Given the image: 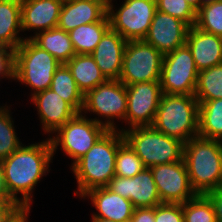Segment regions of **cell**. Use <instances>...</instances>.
I'll use <instances>...</instances> for the list:
<instances>
[{"label": "cell", "instance_id": "b9f144b4", "mask_svg": "<svg viewBox=\"0 0 222 222\" xmlns=\"http://www.w3.org/2000/svg\"><path fill=\"white\" fill-rule=\"evenodd\" d=\"M100 2L105 8H109L111 5H113L112 1L113 0H95Z\"/></svg>", "mask_w": 222, "mask_h": 222}, {"label": "cell", "instance_id": "9c48e42d", "mask_svg": "<svg viewBox=\"0 0 222 222\" xmlns=\"http://www.w3.org/2000/svg\"><path fill=\"white\" fill-rule=\"evenodd\" d=\"M164 55L144 40L128 41L119 80L126 86L160 81Z\"/></svg>", "mask_w": 222, "mask_h": 222}, {"label": "cell", "instance_id": "ac0fdd59", "mask_svg": "<svg viewBox=\"0 0 222 222\" xmlns=\"http://www.w3.org/2000/svg\"><path fill=\"white\" fill-rule=\"evenodd\" d=\"M62 3L56 0H21L22 31L34 34L57 27Z\"/></svg>", "mask_w": 222, "mask_h": 222}, {"label": "cell", "instance_id": "f546056e", "mask_svg": "<svg viewBox=\"0 0 222 222\" xmlns=\"http://www.w3.org/2000/svg\"><path fill=\"white\" fill-rule=\"evenodd\" d=\"M184 222H216V215L210 199L204 194L183 203Z\"/></svg>", "mask_w": 222, "mask_h": 222}, {"label": "cell", "instance_id": "30bf717a", "mask_svg": "<svg viewBox=\"0 0 222 222\" xmlns=\"http://www.w3.org/2000/svg\"><path fill=\"white\" fill-rule=\"evenodd\" d=\"M113 9L114 5L107 9L110 28L126 41H133L144 40L157 11V5L156 0H124L118 10Z\"/></svg>", "mask_w": 222, "mask_h": 222}, {"label": "cell", "instance_id": "f1b7e54d", "mask_svg": "<svg viewBox=\"0 0 222 222\" xmlns=\"http://www.w3.org/2000/svg\"><path fill=\"white\" fill-rule=\"evenodd\" d=\"M10 113L7 105L0 107V161L23 145L17 137Z\"/></svg>", "mask_w": 222, "mask_h": 222}, {"label": "cell", "instance_id": "8992f818", "mask_svg": "<svg viewBox=\"0 0 222 222\" xmlns=\"http://www.w3.org/2000/svg\"><path fill=\"white\" fill-rule=\"evenodd\" d=\"M61 63L31 39H25L14 50L13 80L31 87L34 95L50 88L53 75Z\"/></svg>", "mask_w": 222, "mask_h": 222}, {"label": "cell", "instance_id": "2e32d148", "mask_svg": "<svg viewBox=\"0 0 222 222\" xmlns=\"http://www.w3.org/2000/svg\"><path fill=\"white\" fill-rule=\"evenodd\" d=\"M31 101L37 108L43 131L48 134L55 133L78 114L69 103L50 88L32 95Z\"/></svg>", "mask_w": 222, "mask_h": 222}, {"label": "cell", "instance_id": "d590c367", "mask_svg": "<svg viewBox=\"0 0 222 222\" xmlns=\"http://www.w3.org/2000/svg\"><path fill=\"white\" fill-rule=\"evenodd\" d=\"M21 208H22V206L14 200L0 201V222H7Z\"/></svg>", "mask_w": 222, "mask_h": 222}, {"label": "cell", "instance_id": "4fadbf2b", "mask_svg": "<svg viewBox=\"0 0 222 222\" xmlns=\"http://www.w3.org/2000/svg\"><path fill=\"white\" fill-rule=\"evenodd\" d=\"M162 203H180L194 198L184 160L150 168Z\"/></svg>", "mask_w": 222, "mask_h": 222}, {"label": "cell", "instance_id": "5b68a950", "mask_svg": "<svg viewBox=\"0 0 222 222\" xmlns=\"http://www.w3.org/2000/svg\"><path fill=\"white\" fill-rule=\"evenodd\" d=\"M122 129V130H121ZM119 129L128 146L137 154L147 168L178 162L183 159L184 143L167 136L153 126Z\"/></svg>", "mask_w": 222, "mask_h": 222}, {"label": "cell", "instance_id": "4316f807", "mask_svg": "<svg viewBox=\"0 0 222 222\" xmlns=\"http://www.w3.org/2000/svg\"><path fill=\"white\" fill-rule=\"evenodd\" d=\"M50 89L69 103L78 113H82L84 94L78 88L71 71L66 64H61L53 75Z\"/></svg>", "mask_w": 222, "mask_h": 222}, {"label": "cell", "instance_id": "7c38bea8", "mask_svg": "<svg viewBox=\"0 0 222 222\" xmlns=\"http://www.w3.org/2000/svg\"><path fill=\"white\" fill-rule=\"evenodd\" d=\"M129 128L152 126L163 95L160 81L134 83L126 86Z\"/></svg>", "mask_w": 222, "mask_h": 222}, {"label": "cell", "instance_id": "f35d334b", "mask_svg": "<svg viewBox=\"0 0 222 222\" xmlns=\"http://www.w3.org/2000/svg\"><path fill=\"white\" fill-rule=\"evenodd\" d=\"M31 207H22L11 219L7 222H27L28 215L30 213Z\"/></svg>", "mask_w": 222, "mask_h": 222}, {"label": "cell", "instance_id": "f6af8a7d", "mask_svg": "<svg viewBox=\"0 0 222 222\" xmlns=\"http://www.w3.org/2000/svg\"><path fill=\"white\" fill-rule=\"evenodd\" d=\"M56 1H59V2H61L63 4V3L71 2L73 0H56Z\"/></svg>", "mask_w": 222, "mask_h": 222}, {"label": "cell", "instance_id": "44dd1931", "mask_svg": "<svg viewBox=\"0 0 222 222\" xmlns=\"http://www.w3.org/2000/svg\"><path fill=\"white\" fill-rule=\"evenodd\" d=\"M107 14L100 2L95 0H73L63 3L57 27L69 32L83 24L100 21Z\"/></svg>", "mask_w": 222, "mask_h": 222}, {"label": "cell", "instance_id": "cb8c5ba5", "mask_svg": "<svg viewBox=\"0 0 222 222\" xmlns=\"http://www.w3.org/2000/svg\"><path fill=\"white\" fill-rule=\"evenodd\" d=\"M27 39L49 52L61 64H66L76 54L68 32L58 27L41 31Z\"/></svg>", "mask_w": 222, "mask_h": 222}, {"label": "cell", "instance_id": "e0dca14e", "mask_svg": "<svg viewBox=\"0 0 222 222\" xmlns=\"http://www.w3.org/2000/svg\"><path fill=\"white\" fill-rule=\"evenodd\" d=\"M127 42L118 32L110 28L91 53L107 80L119 79Z\"/></svg>", "mask_w": 222, "mask_h": 222}, {"label": "cell", "instance_id": "8d00e7d4", "mask_svg": "<svg viewBox=\"0 0 222 222\" xmlns=\"http://www.w3.org/2000/svg\"><path fill=\"white\" fill-rule=\"evenodd\" d=\"M212 202L216 222H222V185L205 194Z\"/></svg>", "mask_w": 222, "mask_h": 222}, {"label": "cell", "instance_id": "74e56055", "mask_svg": "<svg viewBox=\"0 0 222 222\" xmlns=\"http://www.w3.org/2000/svg\"><path fill=\"white\" fill-rule=\"evenodd\" d=\"M130 222H155V207L134 208Z\"/></svg>", "mask_w": 222, "mask_h": 222}, {"label": "cell", "instance_id": "ba28073f", "mask_svg": "<svg viewBox=\"0 0 222 222\" xmlns=\"http://www.w3.org/2000/svg\"><path fill=\"white\" fill-rule=\"evenodd\" d=\"M94 113L99 117L91 118L104 125L108 130L117 129L115 120H124L127 112L126 85L118 80H107L84 95L82 113ZM105 118V121L101 119Z\"/></svg>", "mask_w": 222, "mask_h": 222}, {"label": "cell", "instance_id": "52a82bcc", "mask_svg": "<svg viewBox=\"0 0 222 222\" xmlns=\"http://www.w3.org/2000/svg\"><path fill=\"white\" fill-rule=\"evenodd\" d=\"M84 113H78L75 117L60 127L50 137L53 156L58 146L72 158V166L82 158L108 130L104 125L88 119Z\"/></svg>", "mask_w": 222, "mask_h": 222}, {"label": "cell", "instance_id": "ee69618b", "mask_svg": "<svg viewBox=\"0 0 222 222\" xmlns=\"http://www.w3.org/2000/svg\"><path fill=\"white\" fill-rule=\"evenodd\" d=\"M200 1H201V6H202V5H205V4H208V3L216 2L218 0H200Z\"/></svg>", "mask_w": 222, "mask_h": 222}, {"label": "cell", "instance_id": "7bdbcfd3", "mask_svg": "<svg viewBox=\"0 0 222 222\" xmlns=\"http://www.w3.org/2000/svg\"><path fill=\"white\" fill-rule=\"evenodd\" d=\"M91 222H116V221L108 220V219H102V218H92Z\"/></svg>", "mask_w": 222, "mask_h": 222}, {"label": "cell", "instance_id": "6da1fadb", "mask_svg": "<svg viewBox=\"0 0 222 222\" xmlns=\"http://www.w3.org/2000/svg\"><path fill=\"white\" fill-rule=\"evenodd\" d=\"M52 158V145L47 138L40 143L22 145L0 161L9 197L22 207H31L32 191L40 179L50 171ZM17 194L22 197H17Z\"/></svg>", "mask_w": 222, "mask_h": 222}, {"label": "cell", "instance_id": "7a4b0ae2", "mask_svg": "<svg viewBox=\"0 0 222 222\" xmlns=\"http://www.w3.org/2000/svg\"><path fill=\"white\" fill-rule=\"evenodd\" d=\"M124 142L121 131L107 130L94 146L71 166L78 184V190L74 195L82 197L89 190L106 187L109 184L115 176L118 148Z\"/></svg>", "mask_w": 222, "mask_h": 222}, {"label": "cell", "instance_id": "ab89813d", "mask_svg": "<svg viewBox=\"0 0 222 222\" xmlns=\"http://www.w3.org/2000/svg\"><path fill=\"white\" fill-rule=\"evenodd\" d=\"M2 200H12V199L9 197V194L5 185L3 168L0 162V201Z\"/></svg>", "mask_w": 222, "mask_h": 222}, {"label": "cell", "instance_id": "e575fe53", "mask_svg": "<svg viewBox=\"0 0 222 222\" xmlns=\"http://www.w3.org/2000/svg\"><path fill=\"white\" fill-rule=\"evenodd\" d=\"M14 51L0 46V78L13 79Z\"/></svg>", "mask_w": 222, "mask_h": 222}, {"label": "cell", "instance_id": "836d02e7", "mask_svg": "<svg viewBox=\"0 0 222 222\" xmlns=\"http://www.w3.org/2000/svg\"><path fill=\"white\" fill-rule=\"evenodd\" d=\"M155 222H184L183 204L161 203L155 206Z\"/></svg>", "mask_w": 222, "mask_h": 222}, {"label": "cell", "instance_id": "ffe728a7", "mask_svg": "<svg viewBox=\"0 0 222 222\" xmlns=\"http://www.w3.org/2000/svg\"><path fill=\"white\" fill-rule=\"evenodd\" d=\"M185 44L192 53L198 71L222 63V37L192 26Z\"/></svg>", "mask_w": 222, "mask_h": 222}, {"label": "cell", "instance_id": "277c9868", "mask_svg": "<svg viewBox=\"0 0 222 222\" xmlns=\"http://www.w3.org/2000/svg\"><path fill=\"white\" fill-rule=\"evenodd\" d=\"M199 102L194 95L163 93L153 127L183 143L198 136Z\"/></svg>", "mask_w": 222, "mask_h": 222}, {"label": "cell", "instance_id": "4dcf8cb0", "mask_svg": "<svg viewBox=\"0 0 222 222\" xmlns=\"http://www.w3.org/2000/svg\"><path fill=\"white\" fill-rule=\"evenodd\" d=\"M195 27L222 37V0L200 7L197 10Z\"/></svg>", "mask_w": 222, "mask_h": 222}, {"label": "cell", "instance_id": "60d3db41", "mask_svg": "<svg viewBox=\"0 0 222 222\" xmlns=\"http://www.w3.org/2000/svg\"><path fill=\"white\" fill-rule=\"evenodd\" d=\"M185 1H187L196 10H198L201 7V1L200 0H185Z\"/></svg>", "mask_w": 222, "mask_h": 222}, {"label": "cell", "instance_id": "3957f363", "mask_svg": "<svg viewBox=\"0 0 222 222\" xmlns=\"http://www.w3.org/2000/svg\"><path fill=\"white\" fill-rule=\"evenodd\" d=\"M183 160L196 194L205 195L222 185V141L191 138L184 143Z\"/></svg>", "mask_w": 222, "mask_h": 222}, {"label": "cell", "instance_id": "d4e9b609", "mask_svg": "<svg viewBox=\"0 0 222 222\" xmlns=\"http://www.w3.org/2000/svg\"><path fill=\"white\" fill-rule=\"evenodd\" d=\"M110 29L106 14L100 21L83 24L68 32L76 54H91L103 35Z\"/></svg>", "mask_w": 222, "mask_h": 222}, {"label": "cell", "instance_id": "83f0119b", "mask_svg": "<svg viewBox=\"0 0 222 222\" xmlns=\"http://www.w3.org/2000/svg\"><path fill=\"white\" fill-rule=\"evenodd\" d=\"M194 96L197 101L222 99V63L199 71Z\"/></svg>", "mask_w": 222, "mask_h": 222}, {"label": "cell", "instance_id": "7402d4cb", "mask_svg": "<svg viewBox=\"0 0 222 222\" xmlns=\"http://www.w3.org/2000/svg\"><path fill=\"white\" fill-rule=\"evenodd\" d=\"M21 0H0V46L15 50L27 37L19 36Z\"/></svg>", "mask_w": 222, "mask_h": 222}, {"label": "cell", "instance_id": "d6986e66", "mask_svg": "<svg viewBox=\"0 0 222 222\" xmlns=\"http://www.w3.org/2000/svg\"><path fill=\"white\" fill-rule=\"evenodd\" d=\"M90 198L98 212L92 218H102L116 222H130L134 206L128 199L111 191L107 186L95 188L86 192L82 198Z\"/></svg>", "mask_w": 222, "mask_h": 222}, {"label": "cell", "instance_id": "8fae6325", "mask_svg": "<svg viewBox=\"0 0 222 222\" xmlns=\"http://www.w3.org/2000/svg\"><path fill=\"white\" fill-rule=\"evenodd\" d=\"M194 58L188 46L176 48L164 55L160 86L165 94L194 95L197 77Z\"/></svg>", "mask_w": 222, "mask_h": 222}, {"label": "cell", "instance_id": "d6a6232c", "mask_svg": "<svg viewBox=\"0 0 222 222\" xmlns=\"http://www.w3.org/2000/svg\"><path fill=\"white\" fill-rule=\"evenodd\" d=\"M157 10L195 26L197 10L185 0H156Z\"/></svg>", "mask_w": 222, "mask_h": 222}, {"label": "cell", "instance_id": "484cf974", "mask_svg": "<svg viewBox=\"0 0 222 222\" xmlns=\"http://www.w3.org/2000/svg\"><path fill=\"white\" fill-rule=\"evenodd\" d=\"M198 102V136L222 141V99Z\"/></svg>", "mask_w": 222, "mask_h": 222}, {"label": "cell", "instance_id": "5bb4252c", "mask_svg": "<svg viewBox=\"0 0 222 222\" xmlns=\"http://www.w3.org/2000/svg\"><path fill=\"white\" fill-rule=\"evenodd\" d=\"M107 187L132 202L134 208L155 207L161 204L150 168H144L136 176H114Z\"/></svg>", "mask_w": 222, "mask_h": 222}, {"label": "cell", "instance_id": "1f68e13d", "mask_svg": "<svg viewBox=\"0 0 222 222\" xmlns=\"http://www.w3.org/2000/svg\"><path fill=\"white\" fill-rule=\"evenodd\" d=\"M146 168L142 160L124 142L119 148L115 161V176L132 178Z\"/></svg>", "mask_w": 222, "mask_h": 222}, {"label": "cell", "instance_id": "9a60e30c", "mask_svg": "<svg viewBox=\"0 0 222 222\" xmlns=\"http://www.w3.org/2000/svg\"><path fill=\"white\" fill-rule=\"evenodd\" d=\"M189 28L182 20L157 10L144 41L165 55L185 45Z\"/></svg>", "mask_w": 222, "mask_h": 222}, {"label": "cell", "instance_id": "603a6c76", "mask_svg": "<svg viewBox=\"0 0 222 222\" xmlns=\"http://www.w3.org/2000/svg\"><path fill=\"white\" fill-rule=\"evenodd\" d=\"M66 65L84 95L107 81L91 54H75Z\"/></svg>", "mask_w": 222, "mask_h": 222}]
</instances>
